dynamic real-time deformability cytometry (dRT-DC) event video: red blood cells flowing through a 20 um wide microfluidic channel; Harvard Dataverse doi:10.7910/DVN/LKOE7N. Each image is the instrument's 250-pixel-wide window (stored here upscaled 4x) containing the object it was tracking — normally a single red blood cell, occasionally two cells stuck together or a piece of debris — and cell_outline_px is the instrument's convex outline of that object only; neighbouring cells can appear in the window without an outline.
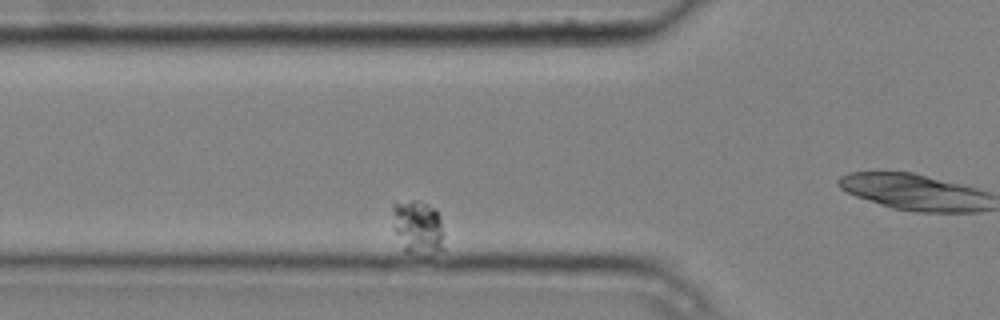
{"species": "common noctule bat (a hibernating species)", "species_latin": "Nyctalus noctula", "temperature_condition": "cold", "stored_images_in_passage": 4, "segment_of_instrument_passage": [2, 2], "camera_frame_rate_fps": 3000, "um_per_image_px": 0.085, "animal": {"sex": "male", "body_mass_g": 20.4}, "frame": {"image": 1, "passage_image": 3, "time_ms": 0.667, "image_size_px": [1000, 320], "cell_outline_px": [[444, 248], [432, 256], [424, 256], [404, 252], [396, 232], [392, 208], [392, 204], [416, 200], [436, 208], [440, 216], [444, 232]], "centroid_in_image_um": [35.59, 19.38], "position_along_channel_um": 90.2, "area_um2": 16.59}}